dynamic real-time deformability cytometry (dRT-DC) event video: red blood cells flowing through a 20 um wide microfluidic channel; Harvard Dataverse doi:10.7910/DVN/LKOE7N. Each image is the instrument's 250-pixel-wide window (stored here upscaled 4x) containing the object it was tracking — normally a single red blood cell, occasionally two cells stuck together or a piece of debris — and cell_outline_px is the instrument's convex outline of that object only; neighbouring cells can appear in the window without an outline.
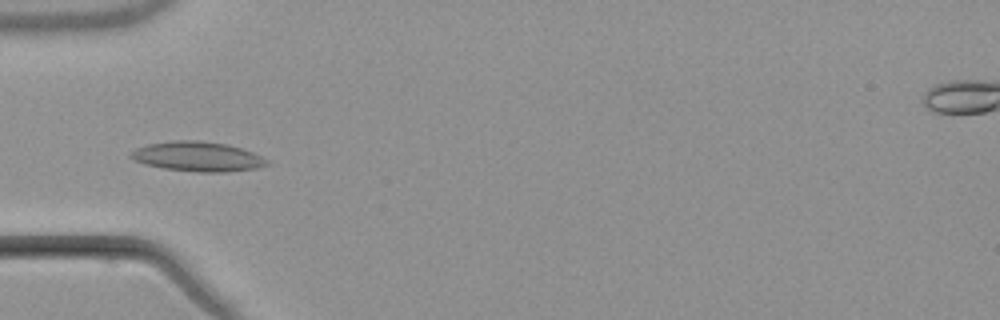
{"species": "common noctule bat (a hibernating species)", "species_latin": "Nyctalus noctula", "temperature_condition": "warm", "stored_images_in_passage": 6, "camera_frame_rate_fps": 3000, "um_per_image_px": 0.085, "animal": {"sex": "male", "body_mass_g": 21.5, "forearm_length_mm": 52.0}, "frame": {"image": 1, "passage_image": 6, "time_ms": 6.0, "image_size_px": [1000, 320], "cell_outline_px": [[268, 164], [256, 168], [228, 172], [196, 172], [164, 168], [144, 164], [128, 156], [136, 148], [148, 144], [172, 140], [196, 140], [228, 144], [252, 152], [268, 160]], "centroid_in_image_um": [16.79, 13.3], "position_along_channel_um": 68.2, "area_um2": 23.47}}